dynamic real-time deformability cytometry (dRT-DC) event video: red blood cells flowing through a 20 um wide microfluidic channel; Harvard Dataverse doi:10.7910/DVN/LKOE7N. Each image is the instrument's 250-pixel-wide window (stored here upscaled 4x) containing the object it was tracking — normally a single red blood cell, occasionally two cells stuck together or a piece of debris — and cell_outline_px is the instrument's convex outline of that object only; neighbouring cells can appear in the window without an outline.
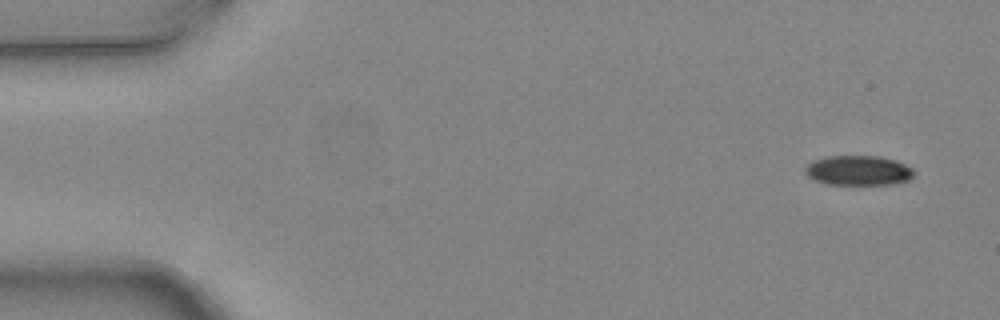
{"species": "common noctule bat (a hibernating species)", "species_latin": "Nyctalus noctula", "temperature_condition": "warm", "stored_images_in_passage": 4, "camera_frame_rate_fps": 3000, "um_per_image_px": 0.085, "animal": {"sex": "female", "body_mass_g": 24.6, "forearm_length_mm": 56.2}, "frame": {"image": 1, "passage_image": 1, "time_ms": 0.0, "image_size_px": [1000, 320], "cell_outline_px": [[912, 176], [908, 180], [896, 184], [828, 184], [816, 180], [808, 176], [804, 172], [804, 168], [812, 160], [824, 156], [880, 156], [896, 160], [912, 168]], "centroid_in_image_um": [72.93, 14.48], "position_along_channel_um": 12.1, "area_um2": 18.9}}